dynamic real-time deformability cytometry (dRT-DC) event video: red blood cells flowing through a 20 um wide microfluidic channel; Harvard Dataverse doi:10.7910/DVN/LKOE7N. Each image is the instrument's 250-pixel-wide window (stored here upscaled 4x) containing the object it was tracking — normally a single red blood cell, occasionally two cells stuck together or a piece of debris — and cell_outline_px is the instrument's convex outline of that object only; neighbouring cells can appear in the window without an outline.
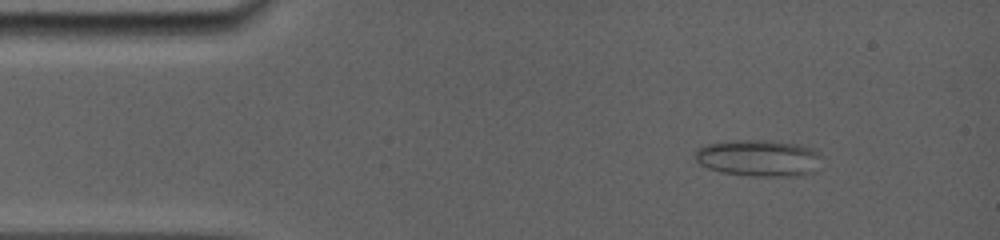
{"species": "common noctule bat (a hibernating species)", "species_latin": "Nyctalus noctula", "temperature_condition": "room temperature", "stored_images_in_passage": 39, "camera_frame_rate_fps": 5000, "um_per_image_px": 0.085, "animal": {"sex": "female", "body_mass_g": 19.0, "forearm_length_mm": 56.7}, "frame": {"image": 1, "passage_image": 8, "time_ms": 1.6, "image_size_px": [1000, 240], "cell_outline_px": [[824, 168], [820, 172], [800, 176], [752, 176], [720, 172], [708, 168], [700, 164], [696, 160], [696, 148], [708, 144], [732, 140], [772, 140], [796, 144], [816, 148], [824, 156]], "centroid_in_image_um": [64.67, 13.45], "position_along_channel_um": 20.3, "area_um2": 28.09}}
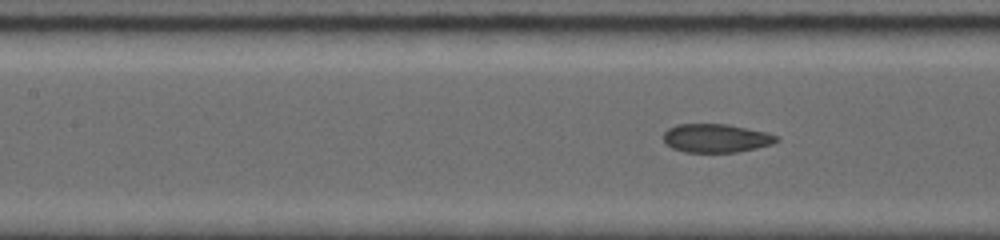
{"frame": {"image": 2, "passage_image": 28, "time_ms": 6.6, "image_size_px": [1000, 240], "cell_outline_px": [[780, 140], [772, 144], [756, 148], [736, 152], [684, 152], [672, 148], [664, 140], [664, 132], [668, 128], [676, 124], [728, 124], [768, 132], [776, 136]], "centroid_in_image_um": [60.88, 11.74], "position_along_channel_um": 146.5, "area_um2": 18.84}}
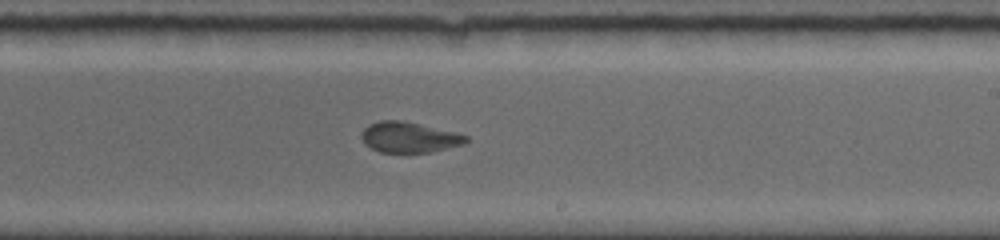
{"frame": {"image": 3, "passage_image": 39, "time_ms": 9.4, "image_size_px": [1000, 240], "cell_outline_px": [[468, 140], [464, 144], [432, 152], [380, 152], [364, 144], [360, 136], [360, 132], [368, 124], [380, 120], [400, 120], [420, 124], [456, 132], [468, 136]], "centroid_in_image_um": [34.75, 11.66], "position_along_channel_um": 254.2, "area_um2": 18.73}}